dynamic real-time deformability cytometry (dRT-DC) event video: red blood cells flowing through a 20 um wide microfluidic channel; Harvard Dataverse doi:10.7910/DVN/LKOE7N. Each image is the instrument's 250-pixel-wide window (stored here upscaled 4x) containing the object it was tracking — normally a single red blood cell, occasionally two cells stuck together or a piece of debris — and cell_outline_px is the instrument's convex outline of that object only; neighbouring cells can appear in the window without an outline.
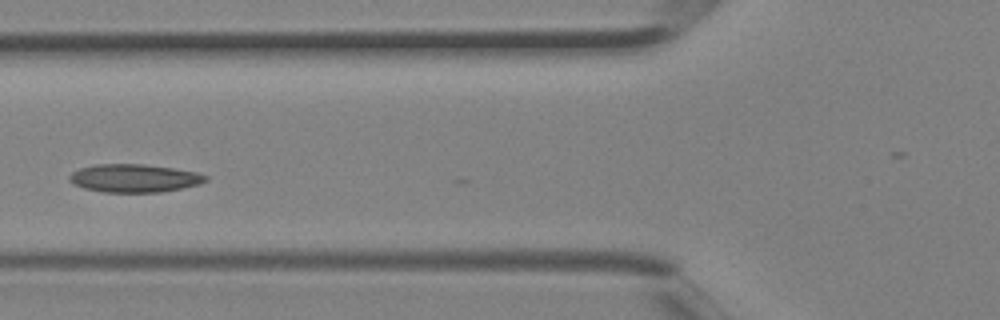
{"species": "Egyptian fruit bat (a non-hibernating species)", "species_latin": "Rousettus aegyptiacus", "temperature_condition": "room temperature", "stored_images_in_passage": 4, "camera_frame_rate_fps": 3000, "um_per_image_px": 0.085, "animal": {"sex": "female"}, "frame": {"image": 1, "passage_image": 4, "time_ms": 1.0, "image_size_px": [1000, 320], "cell_outline_px": [[208, 180], [200, 184], [160, 192], [104, 192], [84, 188], [72, 184], [68, 180], [68, 176], [72, 172], [80, 168], [92, 164], [144, 164], [172, 168], [196, 172], [208, 176]], "centroid_in_image_um": [11.37, 15.14], "position_along_channel_um": 114.4, "area_um2": 22.37}}